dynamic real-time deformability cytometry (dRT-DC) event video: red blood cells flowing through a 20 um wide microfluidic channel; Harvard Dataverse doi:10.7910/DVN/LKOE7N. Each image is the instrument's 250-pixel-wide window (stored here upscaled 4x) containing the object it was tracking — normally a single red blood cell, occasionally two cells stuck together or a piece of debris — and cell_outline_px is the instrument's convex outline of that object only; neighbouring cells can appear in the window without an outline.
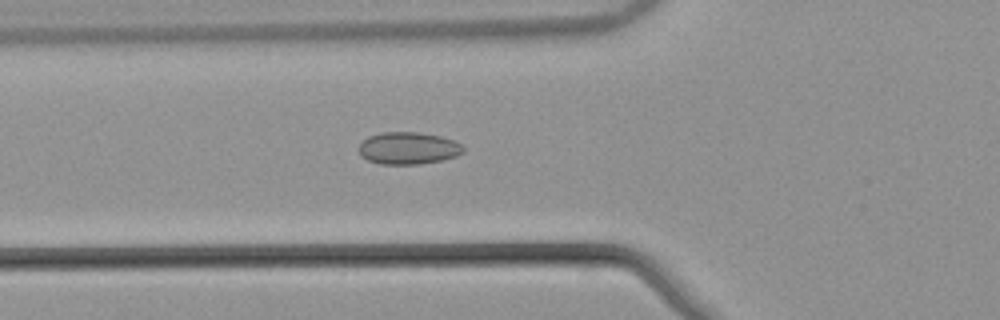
{"species": "common noctule bat (a hibernating species)", "species_latin": "Nyctalus noctula", "temperature_condition": "warm", "stored_images_in_passage": 41, "camera_frame_rate_fps": 3000, "um_per_image_px": 0.085, "animal": {"sex": "male", "body_mass_g": 21.5, "forearm_length_mm": 52.0}, "frame": {"image": 1, "passage_image": 7, "time_ms": 2.0, "image_size_px": [1000, 320], "cell_outline_px": [[464, 152], [456, 156], [440, 160], [420, 164], [380, 164], [368, 160], [360, 156], [360, 144], [368, 136], [380, 132], [420, 132], [440, 136], [452, 140], [460, 144], [464, 148]], "centroid_in_image_um": [34.69, 12.59], "position_along_channel_um": 91.1, "area_um2": 19.54}}
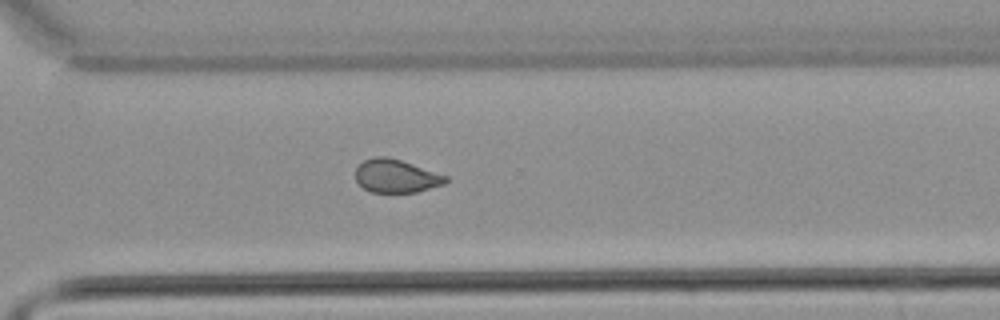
{"frame": {"image": 2, "passage_image": 26, "time_ms": 8.333, "image_size_px": [1000, 320], "cell_outline_px": [[448, 180], [444, 184], [416, 192], [372, 192], [364, 188], [356, 180], [356, 168], [364, 160], [376, 156], [388, 156], [448, 176]], "centroid_in_image_um": [33.67, 14.96], "position_along_channel_um": 336.9, "area_um2": 17.28}}
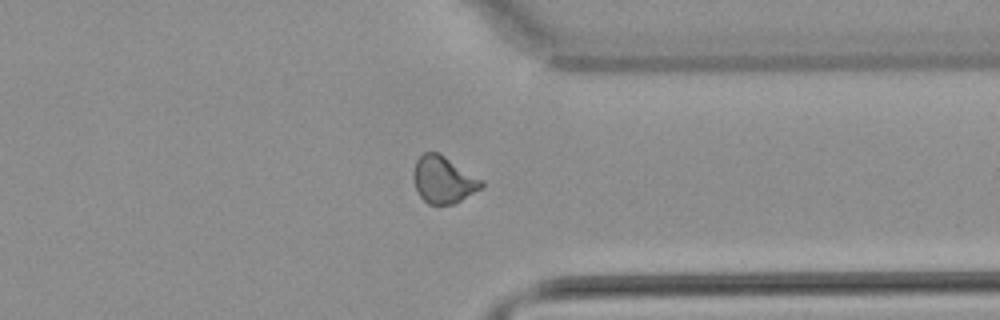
{"frame": {"image": 3, "passage_image": 29, "time_ms": 9.333, "image_size_px": [1000, 320], "cell_outline_px": [[484, 188], [452, 204], [428, 204], [420, 196], [416, 188], [412, 176], [412, 172], [416, 160], [424, 152], [436, 152], [444, 156], [484, 180]], "centroid_in_image_um": [37.69, 15.28], "position_along_channel_um": 373.7, "area_um2": 18.61}, "authors_computed_cell_mechanics": {"area_um2": 18.1492, "velocity_mm_per_s": 3.8791, "shape_relaxation_time_tau1_ms": null, "shape_relaxation_time_tau2_ms": 1.1347, "deformation_change_tau1": null, "deformation_change_tau2": 0.0606}}